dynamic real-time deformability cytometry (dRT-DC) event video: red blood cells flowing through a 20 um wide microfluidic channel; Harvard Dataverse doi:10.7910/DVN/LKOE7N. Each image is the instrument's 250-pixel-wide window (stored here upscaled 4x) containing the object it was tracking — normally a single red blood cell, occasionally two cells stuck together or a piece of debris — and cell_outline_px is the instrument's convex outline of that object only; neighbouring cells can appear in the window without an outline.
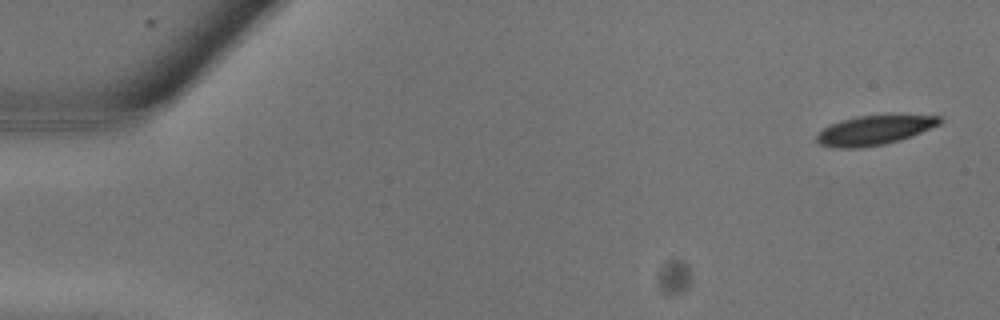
{"species": "common noctule bat (a hibernating species)", "species_latin": "Nyctalus noctula", "temperature_condition": "warm", "stored_images_in_passage": 8, "camera_frame_rate_fps": 3000, "um_per_image_px": 0.085, "animal": {"sex": "male", "body_mass_g": 13.3}, "frame": {"image": 1, "passage_image": 1, "time_ms": 0.0, "image_size_px": [1000, 320], "cell_outline_px": [[944, 120], [940, 124], [900, 140], [884, 144], [860, 148], [832, 148], [820, 144], [816, 140], [816, 136], [824, 128], [840, 120], [856, 116], [892, 112], [940, 116]], "centroid_in_image_um": [74.38, 11.01], "position_along_channel_um": 10.6, "area_um2": 21.91}}
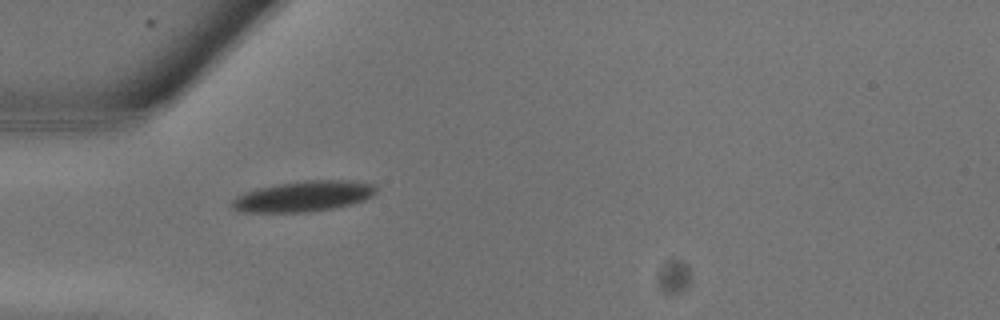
{"frame": {"image": 2, "passage_image": 8, "time_ms": 2.333, "image_size_px": [1000, 320], "cell_outline_px": [[376, 192], [372, 196], [364, 200], [352, 204], [336, 208], [308, 212], [236, 212], [232, 208], [232, 200], [236, 196], [260, 188], [280, 184], [304, 180], [348, 180], [376, 184]], "centroid_in_image_um": [25.83, 16.69], "position_along_channel_um": 59.2, "area_um2": 25.72}}